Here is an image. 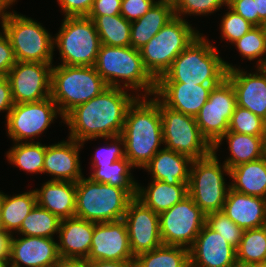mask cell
I'll return each instance as SVG.
<instances>
[{"mask_svg": "<svg viewBox=\"0 0 266 267\" xmlns=\"http://www.w3.org/2000/svg\"><path fill=\"white\" fill-rule=\"evenodd\" d=\"M12 234L3 230H0V260L10 259V248Z\"/></svg>", "mask_w": 266, "mask_h": 267, "instance_id": "cell-50", "label": "cell"}, {"mask_svg": "<svg viewBox=\"0 0 266 267\" xmlns=\"http://www.w3.org/2000/svg\"><path fill=\"white\" fill-rule=\"evenodd\" d=\"M236 106L234 88L225 78L213 87L207 102L195 117L202 135L212 146L228 131Z\"/></svg>", "mask_w": 266, "mask_h": 267, "instance_id": "cell-13", "label": "cell"}, {"mask_svg": "<svg viewBox=\"0 0 266 267\" xmlns=\"http://www.w3.org/2000/svg\"><path fill=\"white\" fill-rule=\"evenodd\" d=\"M94 0H58L65 17L87 16Z\"/></svg>", "mask_w": 266, "mask_h": 267, "instance_id": "cell-47", "label": "cell"}, {"mask_svg": "<svg viewBox=\"0 0 266 267\" xmlns=\"http://www.w3.org/2000/svg\"><path fill=\"white\" fill-rule=\"evenodd\" d=\"M89 267H135L134 261L89 260Z\"/></svg>", "mask_w": 266, "mask_h": 267, "instance_id": "cell-51", "label": "cell"}, {"mask_svg": "<svg viewBox=\"0 0 266 267\" xmlns=\"http://www.w3.org/2000/svg\"><path fill=\"white\" fill-rule=\"evenodd\" d=\"M236 260V249L206 224L189 248L190 267H230Z\"/></svg>", "mask_w": 266, "mask_h": 267, "instance_id": "cell-19", "label": "cell"}, {"mask_svg": "<svg viewBox=\"0 0 266 267\" xmlns=\"http://www.w3.org/2000/svg\"><path fill=\"white\" fill-rule=\"evenodd\" d=\"M58 245L53 238L25 236L15 239L12 236L10 267H55L59 261Z\"/></svg>", "mask_w": 266, "mask_h": 267, "instance_id": "cell-21", "label": "cell"}, {"mask_svg": "<svg viewBox=\"0 0 266 267\" xmlns=\"http://www.w3.org/2000/svg\"><path fill=\"white\" fill-rule=\"evenodd\" d=\"M224 212L243 230L266 226V199L229 189L223 205Z\"/></svg>", "mask_w": 266, "mask_h": 267, "instance_id": "cell-23", "label": "cell"}, {"mask_svg": "<svg viewBox=\"0 0 266 267\" xmlns=\"http://www.w3.org/2000/svg\"><path fill=\"white\" fill-rule=\"evenodd\" d=\"M192 159L166 148L160 149L145 166L152 174V180L163 181L169 185H188Z\"/></svg>", "mask_w": 266, "mask_h": 267, "instance_id": "cell-25", "label": "cell"}, {"mask_svg": "<svg viewBox=\"0 0 266 267\" xmlns=\"http://www.w3.org/2000/svg\"><path fill=\"white\" fill-rule=\"evenodd\" d=\"M163 143L166 149L201 159L213 152V146L202 135L195 117L165 106L159 99Z\"/></svg>", "mask_w": 266, "mask_h": 267, "instance_id": "cell-11", "label": "cell"}, {"mask_svg": "<svg viewBox=\"0 0 266 267\" xmlns=\"http://www.w3.org/2000/svg\"><path fill=\"white\" fill-rule=\"evenodd\" d=\"M205 224L222 235L235 249L238 248L244 230L236 225L224 212L217 211L207 214Z\"/></svg>", "mask_w": 266, "mask_h": 267, "instance_id": "cell-40", "label": "cell"}, {"mask_svg": "<svg viewBox=\"0 0 266 267\" xmlns=\"http://www.w3.org/2000/svg\"><path fill=\"white\" fill-rule=\"evenodd\" d=\"M227 7L229 11L221 20L222 38L234 43L255 26L233 11L228 5Z\"/></svg>", "mask_w": 266, "mask_h": 267, "instance_id": "cell-41", "label": "cell"}, {"mask_svg": "<svg viewBox=\"0 0 266 267\" xmlns=\"http://www.w3.org/2000/svg\"><path fill=\"white\" fill-rule=\"evenodd\" d=\"M228 0H179L174 7V15L181 17L182 14H208L213 13L227 5ZM182 13V14H181Z\"/></svg>", "mask_w": 266, "mask_h": 267, "instance_id": "cell-42", "label": "cell"}, {"mask_svg": "<svg viewBox=\"0 0 266 267\" xmlns=\"http://www.w3.org/2000/svg\"><path fill=\"white\" fill-rule=\"evenodd\" d=\"M107 87L94 66L52 67L50 97L58 106L62 118L77 105L98 96Z\"/></svg>", "mask_w": 266, "mask_h": 267, "instance_id": "cell-6", "label": "cell"}, {"mask_svg": "<svg viewBox=\"0 0 266 267\" xmlns=\"http://www.w3.org/2000/svg\"><path fill=\"white\" fill-rule=\"evenodd\" d=\"M164 1H167L169 4H172L174 6L179 0H164Z\"/></svg>", "mask_w": 266, "mask_h": 267, "instance_id": "cell-58", "label": "cell"}, {"mask_svg": "<svg viewBox=\"0 0 266 267\" xmlns=\"http://www.w3.org/2000/svg\"><path fill=\"white\" fill-rule=\"evenodd\" d=\"M87 17L93 20L101 44L119 47L131 46V22L121 14Z\"/></svg>", "mask_w": 266, "mask_h": 267, "instance_id": "cell-32", "label": "cell"}, {"mask_svg": "<svg viewBox=\"0 0 266 267\" xmlns=\"http://www.w3.org/2000/svg\"><path fill=\"white\" fill-rule=\"evenodd\" d=\"M46 146L40 142H20L7 153L8 161L30 172L43 173Z\"/></svg>", "mask_w": 266, "mask_h": 267, "instance_id": "cell-34", "label": "cell"}, {"mask_svg": "<svg viewBox=\"0 0 266 267\" xmlns=\"http://www.w3.org/2000/svg\"><path fill=\"white\" fill-rule=\"evenodd\" d=\"M199 35L173 61L169 70L156 82H181L219 85L226 78L225 61L206 39Z\"/></svg>", "mask_w": 266, "mask_h": 267, "instance_id": "cell-3", "label": "cell"}, {"mask_svg": "<svg viewBox=\"0 0 266 267\" xmlns=\"http://www.w3.org/2000/svg\"><path fill=\"white\" fill-rule=\"evenodd\" d=\"M226 138L231 157L226 159L225 165L231 169L239 164L258 160L262 155V136H252L227 131L214 145L217 150L223 139Z\"/></svg>", "mask_w": 266, "mask_h": 267, "instance_id": "cell-30", "label": "cell"}, {"mask_svg": "<svg viewBox=\"0 0 266 267\" xmlns=\"http://www.w3.org/2000/svg\"><path fill=\"white\" fill-rule=\"evenodd\" d=\"M199 35L186 20L174 16L140 49L145 68L157 81Z\"/></svg>", "mask_w": 266, "mask_h": 267, "instance_id": "cell-7", "label": "cell"}, {"mask_svg": "<svg viewBox=\"0 0 266 267\" xmlns=\"http://www.w3.org/2000/svg\"><path fill=\"white\" fill-rule=\"evenodd\" d=\"M14 106L10 82L7 76H0V111H11Z\"/></svg>", "mask_w": 266, "mask_h": 267, "instance_id": "cell-49", "label": "cell"}, {"mask_svg": "<svg viewBox=\"0 0 266 267\" xmlns=\"http://www.w3.org/2000/svg\"><path fill=\"white\" fill-rule=\"evenodd\" d=\"M122 0H94L87 16L119 15Z\"/></svg>", "mask_w": 266, "mask_h": 267, "instance_id": "cell-48", "label": "cell"}, {"mask_svg": "<svg viewBox=\"0 0 266 267\" xmlns=\"http://www.w3.org/2000/svg\"><path fill=\"white\" fill-rule=\"evenodd\" d=\"M37 205L35 190L13 197L0 192L1 221L5 231H19L22 222L30 211Z\"/></svg>", "mask_w": 266, "mask_h": 267, "instance_id": "cell-31", "label": "cell"}, {"mask_svg": "<svg viewBox=\"0 0 266 267\" xmlns=\"http://www.w3.org/2000/svg\"><path fill=\"white\" fill-rule=\"evenodd\" d=\"M61 220L50 211L36 205L25 217L20 232L23 236L53 238L59 231Z\"/></svg>", "mask_w": 266, "mask_h": 267, "instance_id": "cell-35", "label": "cell"}, {"mask_svg": "<svg viewBox=\"0 0 266 267\" xmlns=\"http://www.w3.org/2000/svg\"><path fill=\"white\" fill-rule=\"evenodd\" d=\"M82 143L69 138V141L46 146L43 173L54 175L52 181L78 182L81 173L79 149Z\"/></svg>", "mask_w": 266, "mask_h": 267, "instance_id": "cell-22", "label": "cell"}, {"mask_svg": "<svg viewBox=\"0 0 266 267\" xmlns=\"http://www.w3.org/2000/svg\"><path fill=\"white\" fill-rule=\"evenodd\" d=\"M136 188H120L82 177L76 183L75 216L95 223L124 218Z\"/></svg>", "mask_w": 266, "mask_h": 267, "instance_id": "cell-4", "label": "cell"}, {"mask_svg": "<svg viewBox=\"0 0 266 267\" xmlns=\"http://www.w3.org/2000/svg\"><path fill=\"white\" fill-rule=\"evenodd\" d=\"M174 16L172 4L164 0L156 2L142 17L131 22V46L140 50Z\"/></svg>", "mask_w": 266, "mask_h": 267, "instance_id": "cell-27", "label": "cell"}, {"mask_svg": "<svg viewBox=\"0 0 266 267\" xmlns=\"http://www.w3.org/2000/svg\"><path fill=\"white\" fill-rule=\"evenodd\" d=\"M87 260L135 261L123 219L96 223Z\"/></svg>", "mask_w": 266, "mask_h": 267, "instance_id": "cell-17", "label": "cell"}, {"mask_svg": "<svg viewBox=\"0 0 266 267\" xmlns=\"http://www.w3.org/2000/svg\"><path fill=\"white\" fill-rule=\"evenodd\" d=\"M0 267H10L9 260H0Z\"/></svg>", "mask_w": 266, "mask_h": 267, "instance_id": "cell-57", "label": "cell"}, {"mask_svg": "<svg viewBox=\"0 0 266 267\" xmlns=\"http://www.w3.org/2000/svg\"><path fill=\"white\" fill-rule=\"evenodd\" d=\"M227 5L254 26H258V12L254 0H228Z\"/></svg>", "mask_w": 266, "mask_h": 267, "instance_id": "cell-45", "label": "cell"}, {"mask_svg": "<svg viewBox=\"0 0 266 267\" xmlns=\"http://www.w3.org/2000/svg\"><path fill=\"white\" fill-rule=\"evenodd\" d=\"M255 267H266V262L261 264H255Z\"/></svg>", "mask_w": 266, "mask_h": 267, "instance_id": "cell-59", "label": "cell"}, {"mask_svg": "<svg viewBox=\"0 0 266 267\" xmlns=\"http://www.w3.org/2000/svg\"><path fill=\"white\" fill-rule=\"evenodd\" d=\"M137 97L122 87L105 88L98 96L77 105L63 118L69 125V138L80 143L94 138H112L123 131L128 107Z\"/></svg>", "mask_w": 266, "mask_h": 267, "instance_id": "cell-1", "label": "cell"}, {"mask_svg": "<svg viewBox=\"0 0 266 267\" xmlns=\"http://www.w3.org/2000/svg\"><path fill=\"white\" fill-rule=\"evenodd\" d=\"M94 173L90 179L99 183H106L120 188H137L138 183L134 182L130 169L133 166L126 157L115 161L111 165L92 166Z\"/></svg>", "mask_w": 266, "mask_h": 267, "instance_id": "cell-36", "label": "cell"}, {"mask_svg": "<svg viewBox=\"0 0 266 267\" xmlns=\"http://www.w3.org/2000/svg\"><path fill=\"white\" fill-rule=\"evenodd\" d=\"M37 205L60 220L74 217L76 209V182L52 181L35 190Z\"/></svg>", "mask_w": 266, "mask_h": 267, "instance_id": "cell-26", "label": "cell"}, {"mask_svg": "<svg viewBox=\"0 0 266 267\" xmlns=\"http://www.w3.org/2000/svg\"><path fill=\"white\" fill-rule=\"evenodd\" d=\"M226 79L232 84L239 107L248 109L266 121V67L246 73L225 62Z\"/></svg>", "mask_w": 266, "mask_h": 267, "instance_id": "cell-18", "label": "cell"}, {"mask_svg": "<svg viewBox=\"0 0 266 267\" xmlns=\"http://www.w3.org/2000/svg\"><path fill=\"white\" fill-rule=\"evenodd\" d=\"M188 196V185H169L163 181L153 180L144 189L137 185L136 198L145 206L160 214Z\"/></svg>", "mask_w": 266, "mask_h": 267, "instance_id": "cell-29", "label": "cell"}, {"mask_svg": "<svg viewBox=\"0 0 266 267\" xmlns=\"http://www.w3.org/2000/svg\"><path fill=\"white\" fill-rule=\"evenodd\" d=\"M236 259L254 264L266 262V226L244 230Z\"/></svg>", "mask_w": 266, "mask_h": 267, "instance_id": "cell-37", "label": "cell"}, {"mask_svg": "<svg viewBox=\"0 0 266 267\" xmlns=\"http://www.w3.org/2000/svg\"><path fill=\"white\" fill-rule=\"evenodd\" d=\"M94 67L107 86L120 88L117 79L122 78L126 80L124 87L145 90L143 97L155 94L156 80L145 68L140 50L132 46L101 44Z\"/></svg>", "mask_w": 266, "mask_h": 267, "instance_id": "cell-5", "label": "cell"}, {"mask_svg": "<svg viewBox=\"0 0 266 267\" xmlns=\"http://www.w3.org/2000/svg\"><path fill=\"white\" fill-rule=\"evenodd\" d=\"M222 168L216 151L204 158L193 160L190 166L188 195L206 215L222 211L226 201L230 186L225 187L223 171L229 175V168L225 164Z\"/></svg>", "mask_w": 266, "mask_h": 267, "instance_id": "cell-9", "label": "cell"}, {"mask_svg": "<svg viewBox=\"0 0 266 267\" xmlns=\"http://www.w3.org/2000/svg\"><path fill=\"white\" fill-rule=\"evenodd\" d=\"M138 95L128 107L123 131L124 154L133 167L145 168L163 144L159 98L140 101Z\"/></svg>", "mask_w": 266, "mask_h": 267, "instance_id": "cell-2", "label": "cell"}, {"mask_svg": "<svg viewBox=\"0 0 266 267\" xmlns=\"http://www.w3.org/2000/svg\"><path fill=\"white\" fill-rule=\"evenodd\" d=\"M217 85H198L181 82H156L154 95L167 107L196 117ZM159 96V97H158ZM161 96V97H160Z\"/></svg>", "mask_w": 266, "mask_h": 267, "instance_id": "cell-20", "label": "cell"}, {"mask_svg": "<svg viewBox=\"0 0 266 267\" xmlns=\"http://www.w3.org/2000/svg\"><path fill=\"white\" fill-rule=\"evenodd\" d=\"M230 267H255V264L243 262V261L236 259Z\"/></svg>", "mask_w": 266, "mask_h": 267, "instance_id": "cell-55", "label": "cell"}, {"mask_svg": "<svg viewBox=\"0 0 266 267\" xmlns=\"http://www.w3.org/2000/svg\"><path fill=\"white\" fill-rule=\"evenodd\" d=\"M154 0H122L120 14L129 22L142 17L157 1Z\"/></svg>", "mask_w": 266, "mask_h": 267, "instance_id": "cell-44", "label": "cell"}, {"mask_svg": "<svg viewBox=\"0 0 266 267\" xmlns=\"http://www.w3.org/2000/svg\"><path fill=\"white\" fill-rule=\"evenodd\" d=\"M258 12V26H266V0H254Z\"/></svg>", "mask_w": 266, "mask_h": 267, "instance_id": "cell-53", "label": "cell"}, {"mask_svg": "<svg viewBox=\"0 0 266 267\" xmlns=\"http://www.w3.org/2000/svg\"><path fill=\"white\" fill-rule=\"evenodd\" d=\"M15 1L16 0H0V17L5 16L7 13H9L8 11L5 12V9H7Z\"/></svg>", "mask_w": 266, "mask_h": 267, "instance_id": "cell-54", "label": "cell"}, {"mask_svg": "<svg viewBox=\"0 0 266 267\" xmlns=\"http://www.w3.org/2000/svg\"><path fill=\"white\" fill-rule=\"evenodd\" d=\"M16 61L52 63L54 39L39 23L17 13L1 17Z\"/></svg>", "mask_w": 266, "mask_h": 267, "instance_id": "cell-8", "label": "cell"}, {"mask_svg": "<svg viewBox=\"0 0 266 267\" xmlns=\"http://www.w3.org/2000/svg\"><path fill=\"white\" fill-rule=\"evenodd\" d=\"M57 113L61 115L51 97L36 102L14 104L6 115L8 135L16 143L34 138L49 127Z\"/></svg>", "mask_w": 266, "mask_h": 267, "instance_id": "cell-15", "label": "cell"}, {"mask_svg": "<svg viewBox=\"0 0 266 267\" xmlns=\"http://www.w3.org/2000/svg\"><path fill=\"white\" fill-rule=\"evenodd\" d=\"M15 63L13 48L3 31V35L0 33V76H6Z\"/></svg>", "mask_w": 266, "mask_h": 267, "instance_id": "cell-46", "label": "cell"}, {"mask_svg": "<svg viewBox=\"0 0 266 267\" xmlns=\"http://www.w3.org/2000/svg\"><path fill=\"white\" fill-rule=\"evenodd\" d=\"M54 39L63 63L68 66H94L101 45L93 20L87 16L64 17Z\"/></svg>", "mask_w": 266, "mask_h": 267, "instance_id": "cell-10", "label": "cell"}, {"mask_svg": "<svg viewBox=\"0 0 266 267\" xmlns=\"http://www.w3.org/2000/svg\"><path fill=\"white\" fill-rule=\"evenodd\" d=\"M265 122L260 116L237 105L230 119L228 131L262 136Z\"/></svg>", "mask_w": 266, "mask_h": 267, "instance_id": "cell-39", "label": "cell"}, {"mask_svg": "<svg viewBox=\"0 0 266 267\" xmlns=\"http://www.w3.org/2000/svg\"><path fill=\"white\" fill-rule=\"evenodd\" d=\"M233 44L248 60L258 59L266 54V26H255ZM259 67H266V58L258 60Z\"/></svg>", "mask_w": 266, "mask_h": 267, "instance_id": "cell-38", "label": "cell"}, {"mask_svg": "<svg viewBox=\"0 0 266 267\" xmlns=\"http://www.w3.org/2000/svg\"><path fill=\"white\" fill-rule=\"evenodd\" d=\"M134 258L162 245L159 214L134 197L123 218Z\"/></svg>", "mask_w": 266, "mask_h": 267, "instance_id": "cell-16", "label": "cell"}, {"mask_svg": "<svg viewBox=\"0 0 266 267\" xmlns=\"http://www.w3.org/2000/svg\"><path fill=\"white\" fill-rule=\"evenodd\" d=\"M95 222L79 217L62 219L59 226L60 258L86 259L90 252Z\"/></svg>", "mask_w": 266, "mask_h": 267, "instance_id": "cell-24", "label": "cell"}, {"mask_svg": "<svg viewBox=\"0 0 266 267\" xmlns=\"http://www.w3.org/2000/svg\"><path fill=\"white\" fill-rule=\"evenodd\" d=\"M229 176L234 191L266 199V158L239 164L229 169Z\"/></svg>", "mask_w": 266, "mask_h": 267, "instance_id": "cell-28", "label": "cell"}, {"mask_svg": "<svg viewBox=\"0 0 266 267\" xmlns=\"http://www.w3.org/2000/svg\"><path fill=\"white\" fill-rule=\"evenodd\" d=\"M55 267H89V260L77 258H61Z\"/></svg>", "mask_w": 266, "mask_h": 267, "instance_id": "cell-52", "label": "cell"}, {"mask_svg": "<svg viewBox=\"0 0 266 267\" xmlns=\"http://www.w3.org/2000/svg\"><path fill=\"white\" fill-rule=\"evenodd\" d=\"M52 63L16 61L6 75L14 104L36 102L51 95Z\"/></svg>", "mask_w": 266, "mask_h": 267, "instance_id": "cell-14", "label": "cell"}, {"mask_svg": "<svg viewBox=\"0 0 266 267\" xmlns=\"http://www.w3.org/2000/svg\"><path fill=\"white\" fill-rule=\"evenodd\" d=\"M108 139L114 140V144L111 146L109 144V146L97 150L93 157V166L111 165L115 161L125 157L124 148H120L121 145L124 146L123 138L119 135Z\"/></svg>", "mask_w": 266, "mask_h": 267, "instance_id": "cell-43", "label": "cell"}, {"mask_svg": "<svg viewBox=\"0 0 266 267\" xmlns=\"http://www.w3.org/2000/svg\"><path fill=\"white\" fill-rule=\"evenodd\" d=\"M205 223L206 214L188 195L159 214L162 243L189 249Z\"/></svg>", "mask_w": 266, "mask_h": 267, "instance_id": "cell-12", "label": "cell"}, {"mask_svg": "<svg viewBox=\"0 0 266 267\" xmlns=\"http://www.w3.org/2000/svg\"><path fill=\"white\" fill-rule=\"evenodd\" d=\"M3 225H2V221H1V211H0V230H3Z\"/></svg>", "mask_w": 266, "mask_h": 267, "instance_id": "cell-60", "label": "cell"}, {"mask_svg": "<svg viewBox=\"0 0 266 267\" xmlns=\"http://www.w3.org/2000/svg\"><path fill=\"white\" fill-rule=\"evenodd\" d=\"M134 262L135 267H190L189 249L162 244L138 255Z\"/></svg>", "mask_w": 266, "mask_h": 267, "instance_id": "cell-33", "label": "cell"}, {"mask_svg": "<svg viewBox=\"0 0 266 267\" xmlns=\"http://www.w3.org/2000/svg\"><path fill=\"white\" fill-rule=\"evenodd\" d=\"M262 155L266 158V122L262 134Z\"/></svg>", "mask_w": 266, "mask_h": 267, "instance_id": "cell-56", "label": "cell"}]
</instances>
